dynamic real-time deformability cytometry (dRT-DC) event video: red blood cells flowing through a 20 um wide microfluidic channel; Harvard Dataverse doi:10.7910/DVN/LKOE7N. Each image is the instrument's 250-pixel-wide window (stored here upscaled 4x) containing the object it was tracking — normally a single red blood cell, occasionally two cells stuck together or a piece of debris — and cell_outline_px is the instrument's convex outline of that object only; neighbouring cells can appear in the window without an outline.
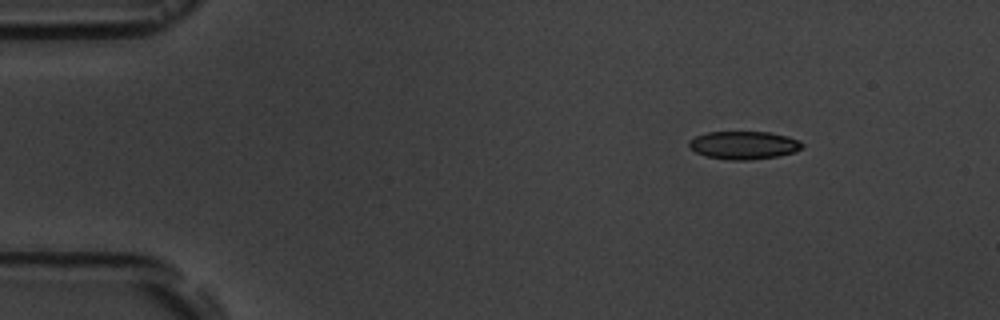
{"species": "common noctule bat (a hibernating species)", "species_latin": "Nyctalus noctula", "temperature_condition": "room temperature", "stored_images_in_passage": 5, "camera_frame_rate_fps": 3000, "um_per_image_px": 0.085, "animal": {"sex": "male", "body_mass_g": 19.5, "forearm_length_mm": 54.6}, "frame": {"image": 1, "passage_image": 1, "time_ms": 0.0, "image_size_px": [1000, 320], "cell_outline_px": [[804, 144], [796, 152], [780, 156], [752, 160], [724, 160], [704, 156], [688, 148], [688, 140], [696, 136], [708, 132], [768, 132], [788, 136], [800, 140]], "centroid_in_image_um": [63.21, 12.35], "position_along_channel_um": 21.8, "area_um2": 18.84}}
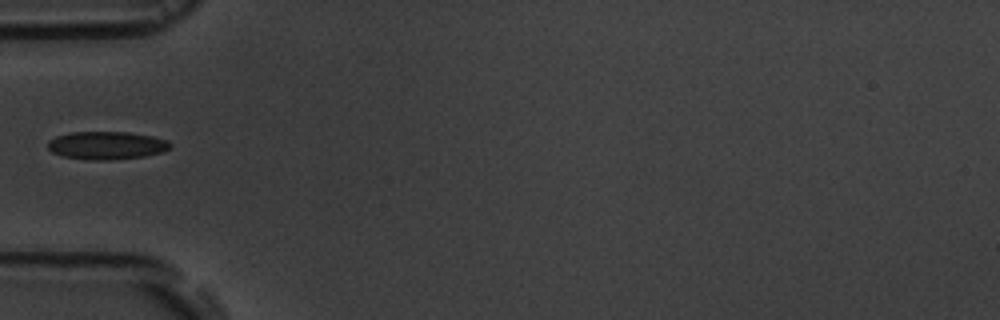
{"frame": {"image": 2, "passage_image": 4, "time_ms": 3.667, "image_size_px": [1000, 320], "cell_outline_px": [[172, 144], [164, 152], [144, 156], [112, 160], [96, 160], [60, 156], [52, 152], [48, 148], [48, 140], [56, 136], [68, 132], [128, 132], [152, 136], [168, 140]], "centroid_in_image_um": [9.05, 12.35], "position_along_channel_um": 75.9, "area_um2": 20.06}}
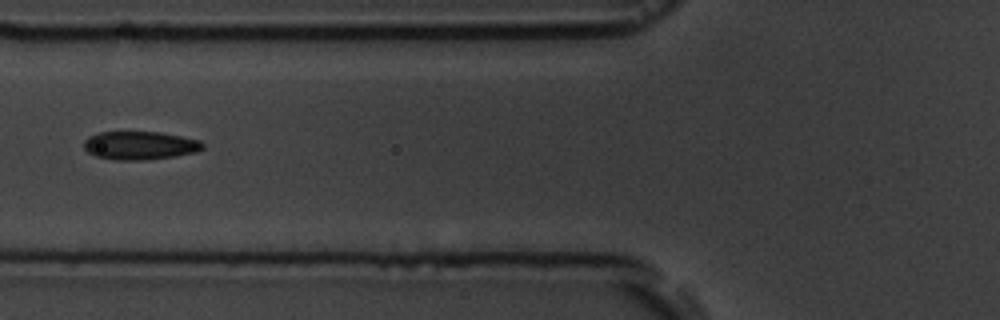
{"frame": {"image": 3, "passage_image": 5, "time_ms": 4.667, "image_size_px": [1000, 320], "cell_outline_px": [[204, 148], [196, 152], [176, 156], [144, 160], [116, 160], [96, 156], [88, 152], [84, 148], [84, 140], [88, 136], [100, 132], [160, 132], [200, 140], [204, 144]], "centroid_in_image_um": [11.89, 12.36], "position_along_channel_um": 113.9, "area_um2": 19.65}}